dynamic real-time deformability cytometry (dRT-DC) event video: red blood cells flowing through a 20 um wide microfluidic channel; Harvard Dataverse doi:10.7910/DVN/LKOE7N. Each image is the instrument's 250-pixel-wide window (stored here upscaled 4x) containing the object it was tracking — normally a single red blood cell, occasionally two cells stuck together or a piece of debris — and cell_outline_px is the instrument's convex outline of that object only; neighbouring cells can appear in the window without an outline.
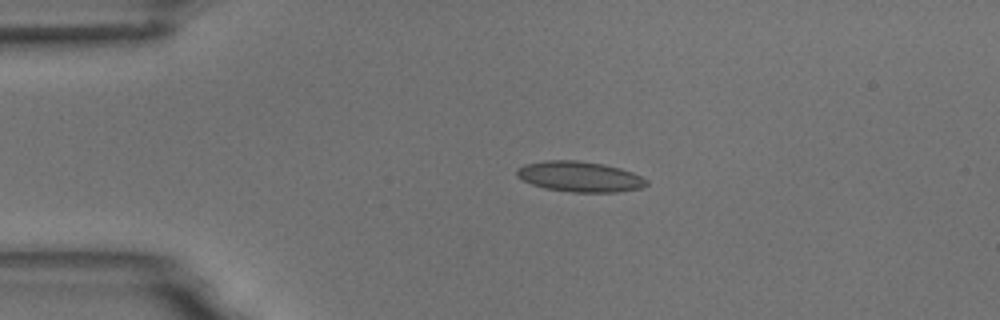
{"species": "common noctule bat (a hibernating species)", "species_latin": "Nyctalus noctula", "temperature_condition": "room temperature", "stored_images_in_passage": 3, "camera_frame_rate_fps": 3000, "um_per_image_px": 0.085, "animal": {"sex": "male", "body_mass_g": 18.8}, "frame": {"image": 1, "passage_image": 3, "time_ms": 2.333, "image_size_px": [1000, 320], "cell_outline_px": [[648, 184], [644, 188], [616, 192], [572, 192], [544, 188], [532, 184], [516, 176], [516, 168], [524, 164], [544, 160], [576, 160], [604, 164], [620, 168], [632, 172], [648, 180]], "centroid_in_image_um": [49.28, 15.01], "position_along_channel_um": 35.7, "area_um2": 23.18}}